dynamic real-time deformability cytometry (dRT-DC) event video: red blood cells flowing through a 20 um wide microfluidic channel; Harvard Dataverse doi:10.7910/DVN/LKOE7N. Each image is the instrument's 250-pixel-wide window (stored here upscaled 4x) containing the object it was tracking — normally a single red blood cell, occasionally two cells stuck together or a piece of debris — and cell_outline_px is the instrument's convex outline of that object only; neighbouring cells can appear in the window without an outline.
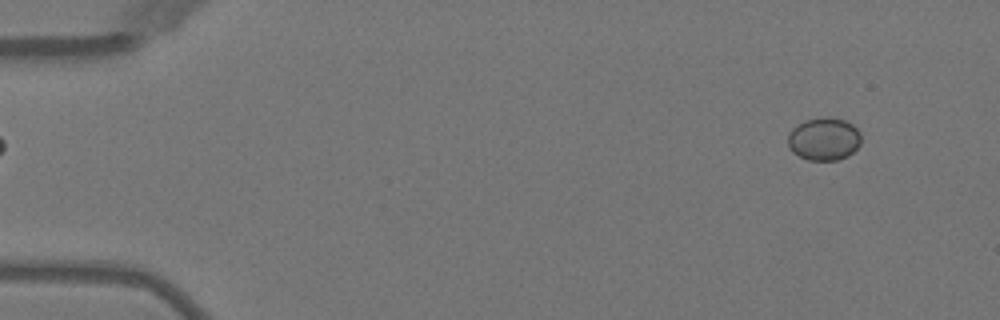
{"species": "Egyptian fruit bat (a non-hibernating species)", "species_latin": "Rousettus aegyptiacus", "temperature_condition": "warm", "stored_images_in_passage": 47, "camera_frame_rate_fps": 3000, "um_per_image_px": 0.085, "animal": {"sex": "female"}, "frame": {"image": 1, "passage_image": 1, "time_ms": 0.0, "image_size_px": [1000, 320], "cell_outline_px": [[860, 144], [848, 156], [836, 160], [808, 160], [792, 152], [788, 148], [788, 136], [792, 128], [804, 120], [828, 116], [832, 116], [844, 120], [852, 124], [860, 132]], "centroid_in_image_um": [70.02, 11.8], "position_along_channel_um": 15.0, "area_um2": 18.38}}
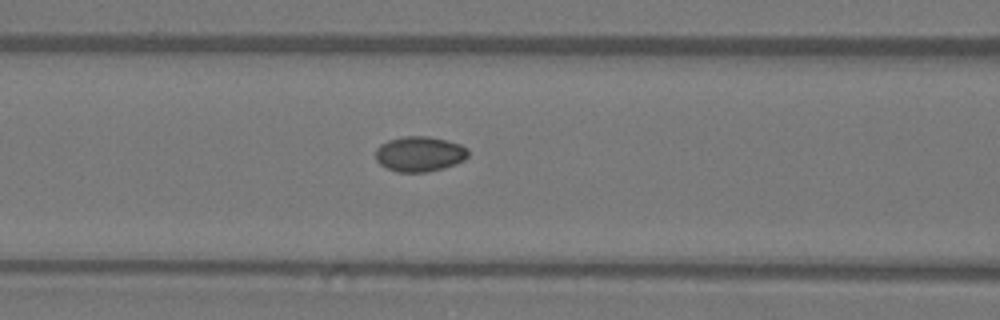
{"frame": {"image": 2, "passage_image": 18, "time_ms": 5.667, "image_size_px": [1000, 320], "cell_outline_px": [[468, 156], [464, 160], [456, 164], [444, 168], [424, 172], [396, 172], [380, 164], [376, 160], [376, 148], [380, 144], [388, 140], [404, 136], [428, 136], [460, 144], [468, 148]], "centroid_in_image_um": [35.66, 13.09], "position_along_channel_um": 130.9, "area_um2": 19.02}}
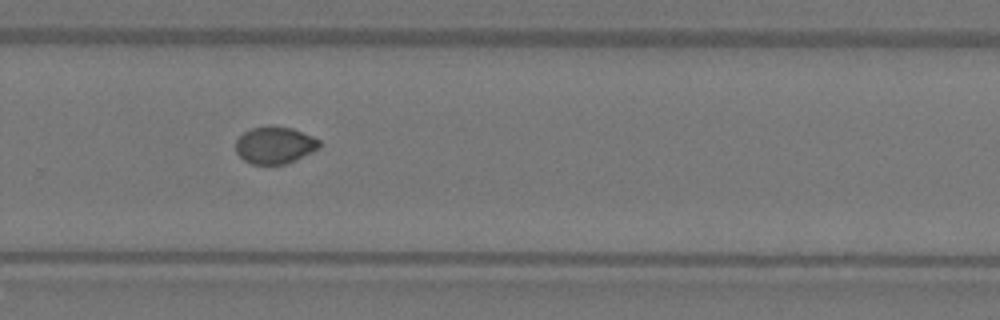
{"frame": {"image": 3, "passage_image": 31, "time_ms": 10.0, "image_size_px": [1000, 320], "cell_outline_px": [[320, 148], [288, 164], [252, 164], [244, 160], [236, 152], [236, 140], [244, 132], [252, 128], [292, 128], [312, 136], [320, 140]], "centroid_in_image_um": [23.38, 12.38], "position_along_channel_um": 306.4, "area_um2": 17.69}, "authors_computed_cell_mechanics": {"area_um2": 18.4382, "velocity_mm_per_s": 4.0789, "shape_relaxation_time_tau1_ms": null, "shape_relaxation_time_tau2_ms": 1.6798, "deformation_change_tau1": null, "deformation_change_tau2": 0.031}}